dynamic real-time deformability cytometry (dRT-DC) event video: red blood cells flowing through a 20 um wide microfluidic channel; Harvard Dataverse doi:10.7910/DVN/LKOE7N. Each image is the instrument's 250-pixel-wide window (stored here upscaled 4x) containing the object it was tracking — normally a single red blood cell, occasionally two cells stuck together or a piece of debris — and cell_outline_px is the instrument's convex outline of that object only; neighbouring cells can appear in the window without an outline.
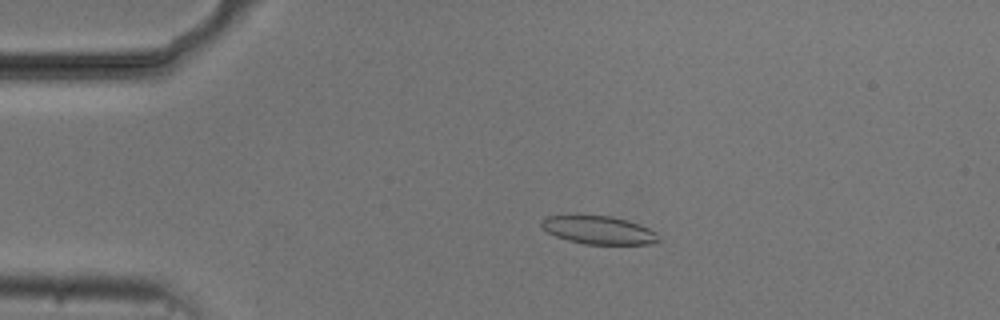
{"species": "common noctule bat (a hibernating species)", "species_latin": "Nyctalus noctula", "temperature_condition": "cold", "stored_images_in_passage": 45, "camera_frame_rate_fps": 3000, "um_per_image_px": 0.085, "animal": {"sex": "male", "body_mass_g": 20.5, "forearm_length_mm": 52.5}, "frame": {"image": 1, "passage_image": 2, "time_ms": 0.333, "image_size_px": [1000, 320], "cell_outline_px": [[664, 240], [652, 244], [584, 244], [568, 240], [556, 236], [548, 232], [540, 224], [540, 220], [548, 216], [612, 216], [628, 220], [640, 224], [656, 232]], "centroid_in_image_um": [50.96, 19.57], "position_along_channel_um": 34.0, "area_um2": 19.25}}
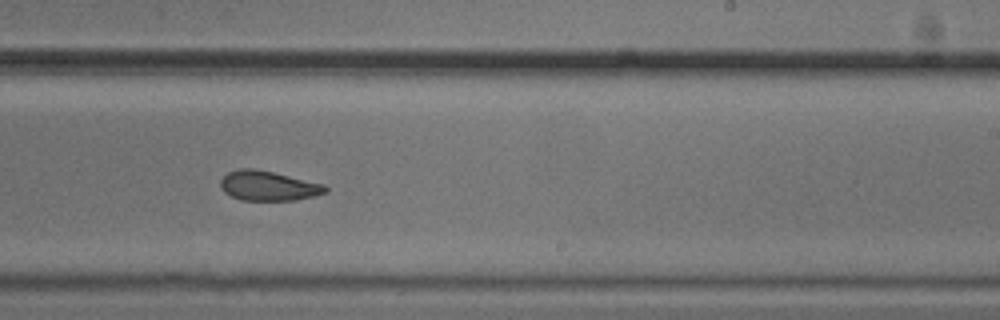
{"frame": {"image": 2, "passage_image": 24, "time_ms": 7.667, "image_size_px": [1000, 320], "cell_outline_px": [[328, 192], [296, 200], [240, 200], [224, 192], [220, 188], [220, 180], [228, 172], [240, 168], [252, 168], [272, 172], [324, 184], [328, 188]], "centroid_in_image_um": [22.78, 15.8], "position_along_channel_um": 266.2, "area_um2": 18.09}}
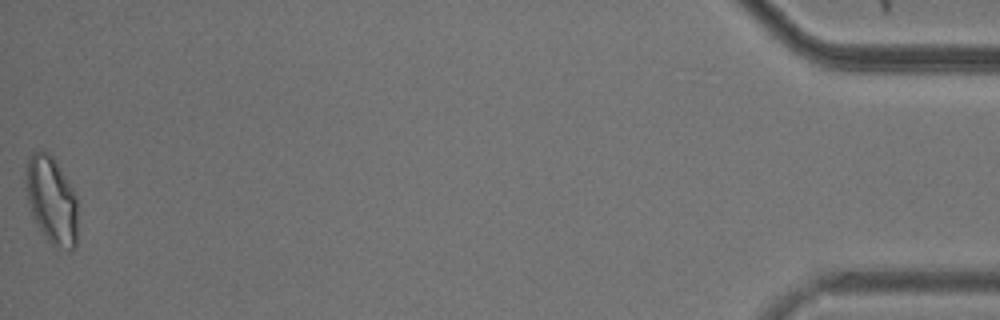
{"frame": {"image": 3, "passage_image": 45, "time_ms": 14.667, "image_size_px": [1000, 320], "cell_outline_px": [[76, 248], [68, 252], [56, 248], [44, 236], [32, 216], [28, 200], [24, 180], [24, 172], [32, 148], [48, 152], [52, 156], [72, 188], [76, 196]], "centroid_in_image_um": [4.35, 17.02], "position_along_channel_um": 430.8, "area_um2": 26.76}, "authors_computed_cell_mechanics": {"area_um2": 19.2474, "velocity_mm_per_s": 3.7251, "shape_relaxation_time_tau1_ms": null, "shape_relaxation_time_tau2_ms": 4.3382, "deformation_change_tau1": null, "deformation_change_tau2": 0.0992}}